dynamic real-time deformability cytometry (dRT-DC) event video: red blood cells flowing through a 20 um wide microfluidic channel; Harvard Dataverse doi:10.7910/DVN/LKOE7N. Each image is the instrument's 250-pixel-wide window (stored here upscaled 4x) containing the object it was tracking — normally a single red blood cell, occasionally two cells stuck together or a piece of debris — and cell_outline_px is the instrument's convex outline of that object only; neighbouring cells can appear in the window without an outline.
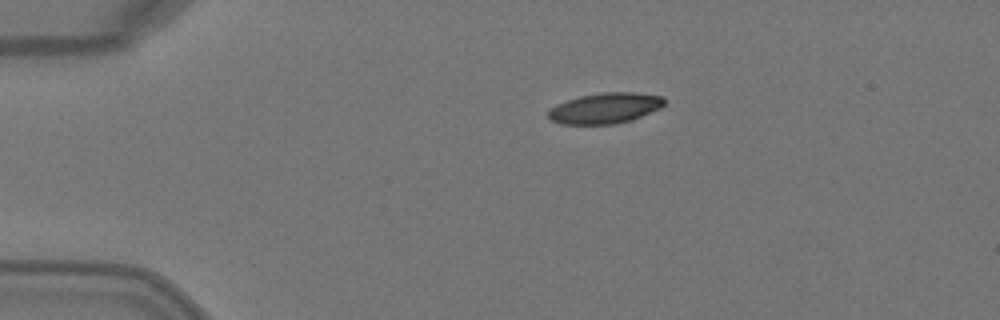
{"species": "Egyptian fruit bat (a non-hibernating species)", "species_latin": "Rousettus aegyptiacus", "temperature_condition": "warm", "stored_images_in_passage": 2, "camera_frame_rate_fps": 3000, "um_per_image_px": 0.085, "animal": {"sex": "female"}, "frame": {"image": 1, "passage_image": 1, "time_ms": 0.0, "image_size_px": [1000, 320], "cell_outline_px": [[664, 104], [660, 108], [632, 120], [616, 124], [560, 124], [552, 120], [548, 116], [548, 112], [556, 104], [580, 96], [604, 92], [636, 92], [664, 96]], "centroid_in_image_um": [51.46, 9.19], "position_along_channel_um": 33.5, "area_um2": 20.69}}
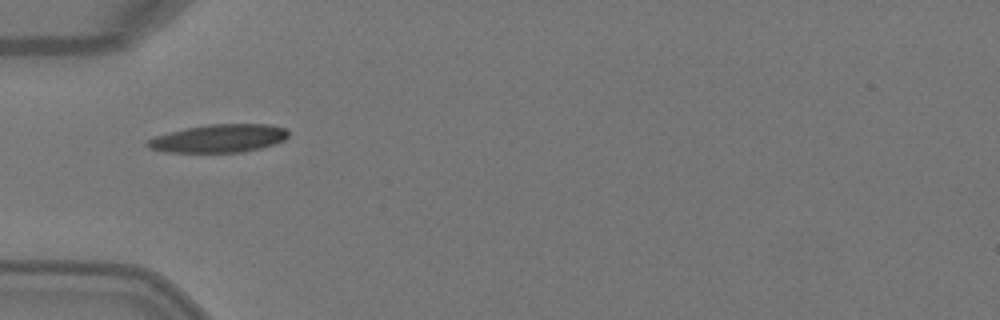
{"frame": {"image": 2, "passage_image": 2, "time_ms": 0.333, "image_size_px": [1000, 320], "cell_outline_px": [[288, 136], [284, 140], [276, 144], [244, 152], [164, 152], [148, 148], [144, 144], [148, 140], [156, 136], [168, 132], [208, 124], [268, 124], [288, 128]], "centroid_in_image_um": [18.63, 11.76], "position_along_channel_um": 66.4, "area_um2": 23.18}}